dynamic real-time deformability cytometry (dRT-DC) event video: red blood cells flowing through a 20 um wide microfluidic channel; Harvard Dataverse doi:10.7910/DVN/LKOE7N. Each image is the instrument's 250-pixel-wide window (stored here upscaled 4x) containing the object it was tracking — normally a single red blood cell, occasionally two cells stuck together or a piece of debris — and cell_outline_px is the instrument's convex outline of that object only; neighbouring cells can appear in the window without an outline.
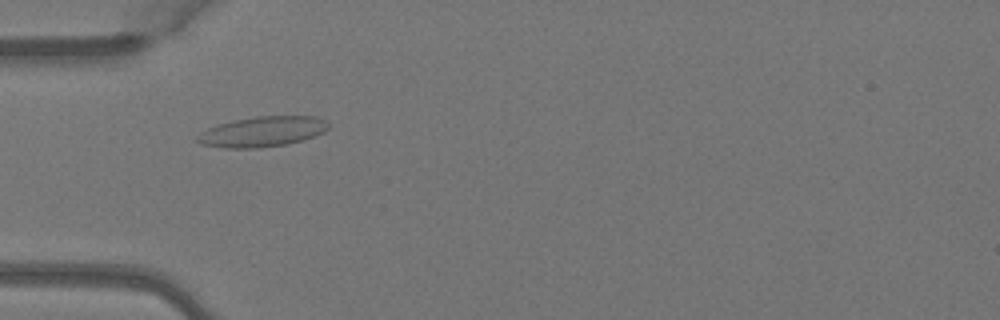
{"species": "Egyptian fruit bat (a non-hibernating species)", "species_latin": "Rousettus aegyptiacus", "temperature_condition": "warm", "stored_images_in_passage": 6, "camera_frame_rate_fps": 3000, "um_per_image_px": 0.085, "animal": {"sex": "female"}, "frame": {"image": 1, "passage_image": 4, "time_ms": 1.0, "image_size_px": [1000, 320], "cell_outline_px": [[328, 128], [324, 132], [316, 136], [288, 144], [256, 148], [224, 148], [200, 144], [196, 140], [200, 132], [208, 128], [220, 124], [236, 120], [256, 116], [316, 116], [328, 120]], "centroid_in_image_um": [22.34, 11.19], "position_along_channel_um": 62.7, "area_um2": 23.18}}
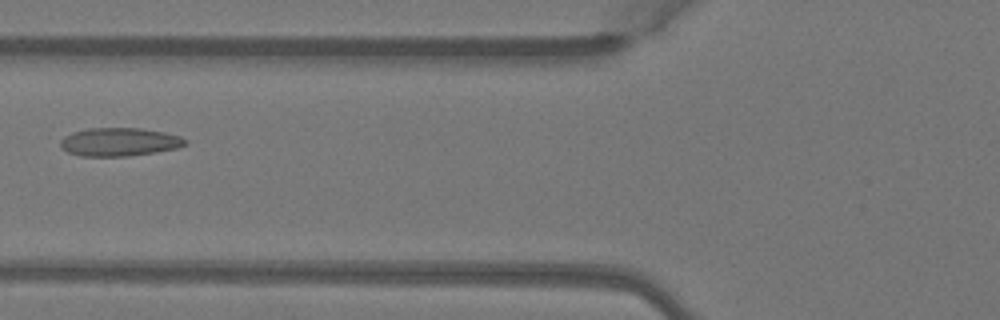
{"frame": {"image": 2, "passage_image": 5, "time_ms": 1.333, "image_size_px": [1000, 320], "cell_outline_px": [[188, 144], [176, 148], [156, 152], [128, 156], [80, 156], [68, 152], [60, 148], [60, 140], [64, 136], [72, 132], [88, 128], [140, 128], [164, 132], [180, 136], [188, 140]], "centroid_in_image_um": [10.14, 12.06], "position_along_channel_um": 115.7, "area_um2": 20.75}}
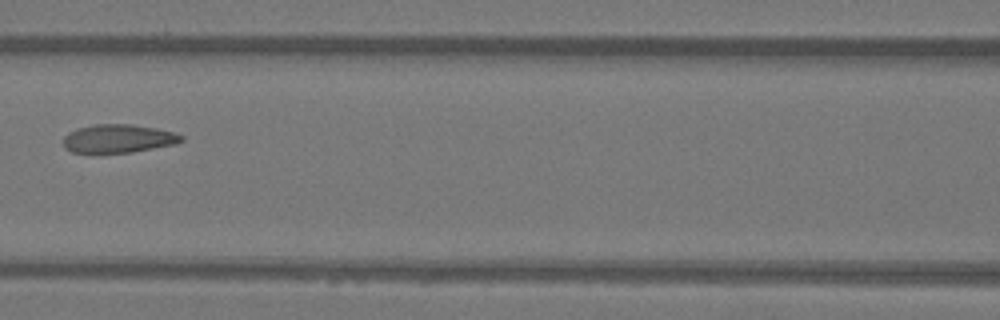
{"frame": {"image": 3, "passage_image": 6, "time_ms": 1.667, "image_size_px": [1000, 320], "cell_outline_px": [[184, 140], [176, 144], [132, 152], [72, 152], [64, 148], [64, 136], [68, 132], [76, 128], [96, 124], [132, 124], [156, 128], [172, 132], [184, 136]], "centroid_in_image_um": [10.06, 11.77], "position_along_channel_um": 156.5, "area_um2": 19.48}}